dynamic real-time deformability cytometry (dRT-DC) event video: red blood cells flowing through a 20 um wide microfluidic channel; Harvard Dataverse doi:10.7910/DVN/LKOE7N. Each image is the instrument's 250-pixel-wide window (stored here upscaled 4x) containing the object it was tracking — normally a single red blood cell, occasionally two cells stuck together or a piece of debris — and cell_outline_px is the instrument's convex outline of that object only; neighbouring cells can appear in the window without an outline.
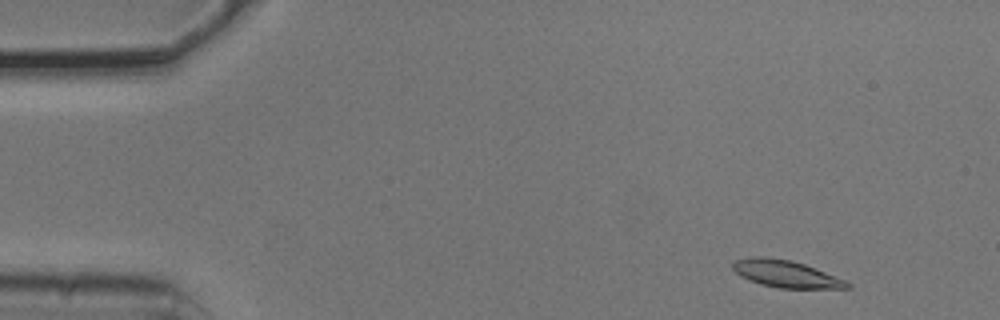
{"species": "common noctule bat (a hibernating species)", "species_latin": "Nyctalus noctula", "temperature_condition": "cold", "stored_images_in_passage": 4, "camera_frame_rate_fps": 3000, "um_per_image_px": 0.085, "animal": {"sex": "male", "body_mass_g": 20.5, "forearm_length_mm": 52.5}, "frame": {"image": 1, "passage_image": 1, "time_ms": 0.0, "image_size_px": [1000, 320], "cell_outline_px": [[852, 288], [780, 288], [760, 284], [748, 280], [740, 276], [732, 268], [732, 260], [756, 256], [764, 256], [792, 260], [804, 264], [844, 280], [852, 284]], "centroid_in_image_um": [66.75, 23.27], "position_along_channel_um": 18.3, "area_um2": 18.03}}